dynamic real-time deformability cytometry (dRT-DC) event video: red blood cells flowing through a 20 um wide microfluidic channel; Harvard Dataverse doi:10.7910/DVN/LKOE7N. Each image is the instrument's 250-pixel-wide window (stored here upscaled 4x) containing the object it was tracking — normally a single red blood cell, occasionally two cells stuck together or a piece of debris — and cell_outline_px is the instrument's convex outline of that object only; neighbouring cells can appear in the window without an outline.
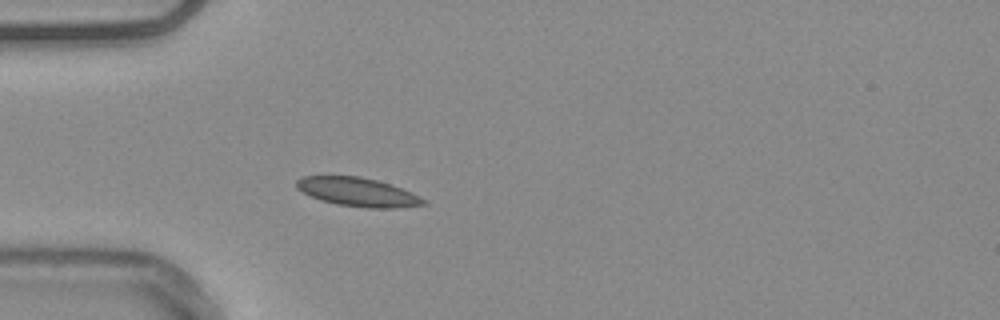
{"species": "common noctule bat (a hibernating species)", "species_latin": "Nyctalus noctula", "temperature_condition": "warm", "stored_images_in_passage": 39, "camera_frame_rate_fps": 3000, "um_per_image_px": 0.085, "animal": {"sex": "male", "body_mass_g": 20.4}, "frame": {"image": 1, "passage_image": 1, "time_ms": 0.0, "image_size_px": [1000, 320], "cell_outline_px": [[428, 204], [396, 208], [364, 208], [336, 204], [320, 200], [296, 188], [296, 180], [304, 176], [360, 176], [392, 184], [412, 192], [428, 200]], "centroid_in_image_um": [30.47, 16.33], "position_along_channel_um": 54.5, "area_um2": 21.44}}
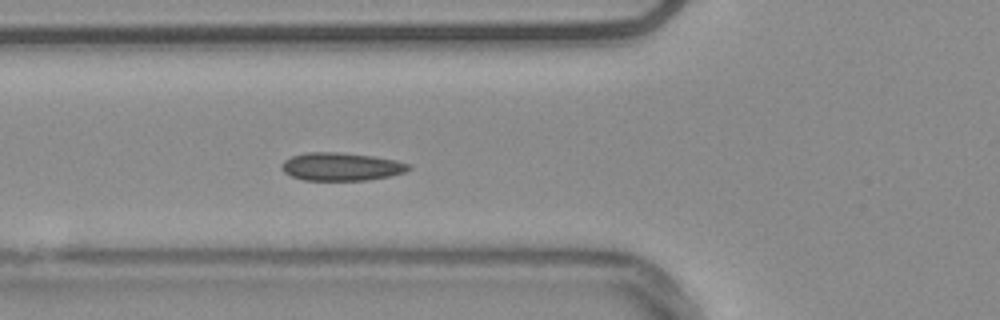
{"frame": {"image": 2, "passage_image": 5, "time_ms": 1.333, "image_size_px": [1000, 320], "cell_outline_px": [[412, 168], [404, 172], [388, 176], [364, 180], [304, 180], [292, 176], [284, 172], [280, 168], [280, 164], [284, 160], [292, 156], [304, 152], [340, 152], [372, 156], [396, 160], [412, 164]], "centroid_in_image_um": [28.99, 14.15], "position_along_channel_um": 96.8, "area_um2": 20.81}}
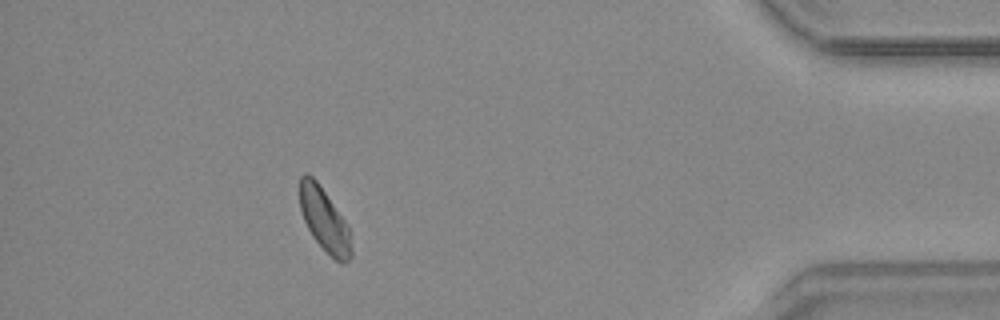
{"frame": {"image": 3, "passage_image": 34, "time_ms": 11.0, "image_size_px": [1000, 320], "cell_outline_px": [[352, 256], [344, 264], [336, 260], [312, 236], [304, 220], [300, 208], [300, 176], [304, 172], [308, 172], [316, 180], [344, 220], [348, 228], [352, 248]], "centroid_in_image_um": [27.56, 18.67], "position_along_channel_um": 407.6, "area_um2": 18.55}, "authors_computed_cell_mechanics": {"area_um2": 19.7098, "velocity_mm_per_s": 3.7262, "shape_relaxation_time_tau1_ms": 3.916, "shape_relaxation_time_tau2_ms": 8.6035, "deformation_change_tau1": 0.0704, "deformation_change_tau2": 0.1107}}